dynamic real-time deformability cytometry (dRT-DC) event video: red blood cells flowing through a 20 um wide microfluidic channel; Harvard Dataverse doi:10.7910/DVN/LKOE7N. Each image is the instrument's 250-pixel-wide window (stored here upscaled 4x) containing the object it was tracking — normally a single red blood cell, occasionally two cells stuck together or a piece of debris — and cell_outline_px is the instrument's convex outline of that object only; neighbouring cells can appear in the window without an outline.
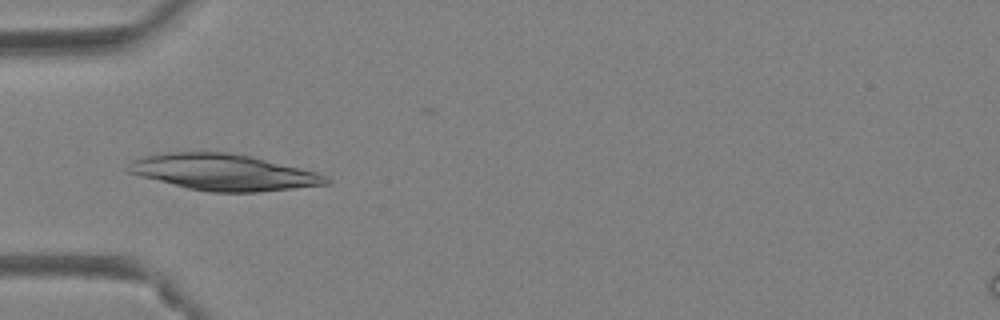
{"species": "Egyptian fruit bat (a non-hibernating species)", "species_latin": "Rousettus aegyptiacus", "temperature_condition": "warm", "stored_images_in_passage": 14, "camera_frame_rate_fps": 3000, "um_per_image_px": 0.085, "animal": {"sex": "female"}, "frame": {"image": 1, "passage_image": 3, "time_ms": 0.667, "image_size_px": [1000, 320], "cell_outline_px": [[332, 180], [328, 184], [256, 192], [212, 192], [188, 188], [124, 172], [124, 168], [128, 160], [140, 156], [160, 152], [228, 152], [252, 156], [316, 172], [328, 176]], "centroid_in_image_um": [18.89, 14.62], "position_along_channel_um": 66.1, "area_um2": 42.14}}